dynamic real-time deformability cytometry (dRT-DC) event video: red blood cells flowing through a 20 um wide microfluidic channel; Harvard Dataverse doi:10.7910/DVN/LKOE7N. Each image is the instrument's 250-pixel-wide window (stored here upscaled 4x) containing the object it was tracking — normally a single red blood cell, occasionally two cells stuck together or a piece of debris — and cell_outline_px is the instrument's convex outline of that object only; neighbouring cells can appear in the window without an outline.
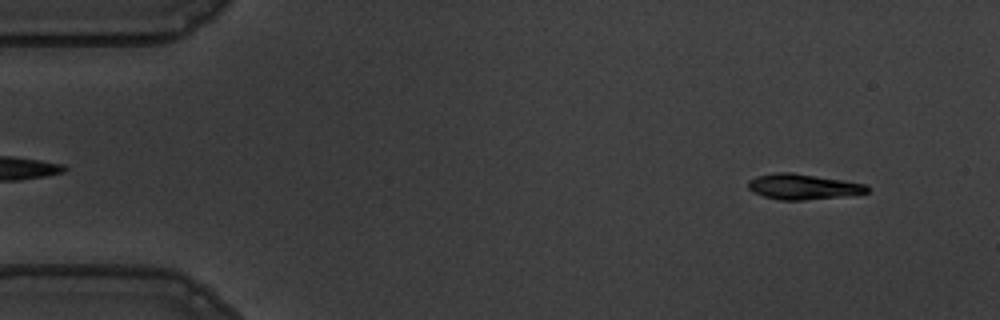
{"species": "common noctule bat (a hibernating species)", "species_latin": "Nyctalus noctula", "temperature_condition": "warm", "stored_images_in_passage": 55, "camera_frame_rate_fps": 3000, "um_per_image_px": 0.085, "animal": {"sex": "male", "body_mass_g": 19.5, "forearm_length_mm": 54.6}, "frame": {"image": 1, "passage_image": 4, "time_ms": 1.0, "image_size_px": [1000, 320], "cell_outline_px": [[868, 192], [840, 196], [800, 200], [780, 200], [764, 196], [748, 188], [748, 180], [756, 176], [776, 172], [792, 172], [844, 180], [868, 184]], "centroid_in_image_um": [68.24, 15.85], "position_along_channel_um": 16.8, "area_um2": 17.46}}
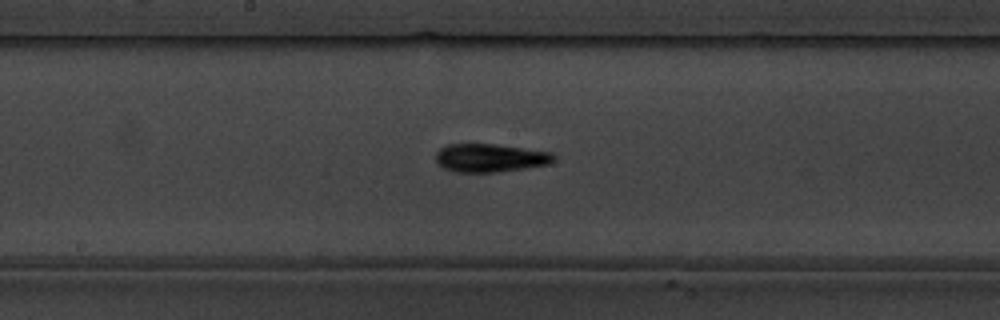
{"frame": {"image": 2, "passage_image": 28, "time_ms": 9.0, "image_size_px": [1000, 320], "cell_outline_px": [[556, 160], [548, 164], [524, 168], [492, 172], [456, 172], [444, 168], [436, 160], [436, 152], [440, 148], [448, 144], [496, 144], [552, 152], [556, 156]], "centroid_in_image_um": [41.68, 13.41], "position_along_channel_um": 206.5, "area_um2": 19.36}}
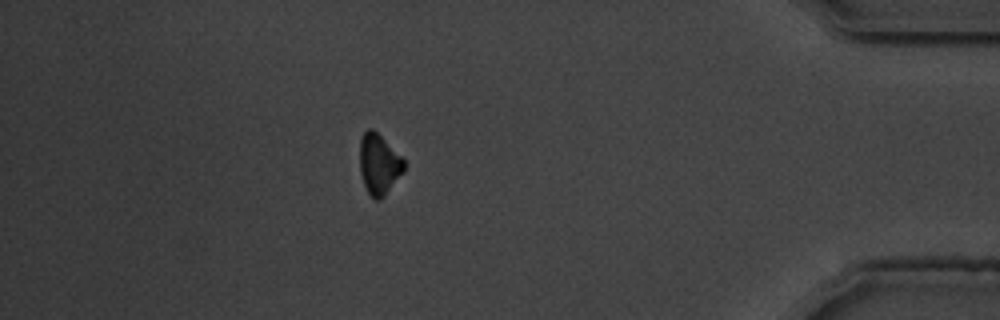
{"frame": {"image": 3, "passage_image": 48, "time_ms": 15.667, "image_size_px": [1000, 320], "cell_outline_px": [[404, 172], [384, 196], [380, 200], [376, 200], [368, 192], [364, 184], [360, 172], [360, 140], [364, 132], [368, 128], [372, 128], [404, 160]], "centroid_in_image_um": [32.2, 13.97], "position_along_channel_um": 403.0, "area_um2": 15.32}, "authors_computed_cell_mechanics": {"area_um2": 17.918, "velocity_mm_per_s": 3.6001, "shape_relaxation_time_tau1_ms": 3.8076, "shape_relaxation_time_tau2_ms": 2.7424, "deformation_change_tau1": 0.1466, "deformation_change_tau2": 0.091}}